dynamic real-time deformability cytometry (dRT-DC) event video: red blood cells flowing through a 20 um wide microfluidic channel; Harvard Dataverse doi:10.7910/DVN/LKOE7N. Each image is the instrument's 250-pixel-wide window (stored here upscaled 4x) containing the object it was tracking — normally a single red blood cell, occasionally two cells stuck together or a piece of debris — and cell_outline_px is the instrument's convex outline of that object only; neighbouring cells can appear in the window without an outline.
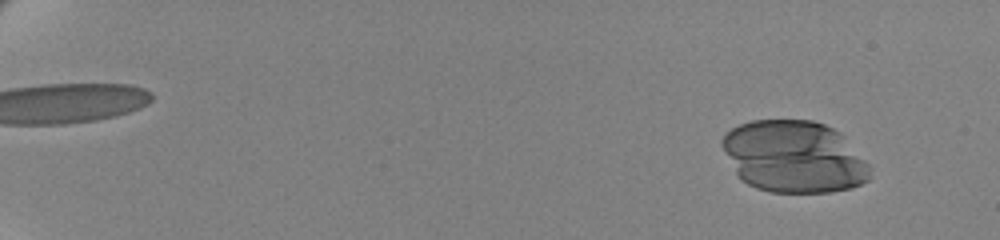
{"species": "human", "species_latin": "Homo sapiens", "temperature_condition": "cold", "stored_images_in_passage": 61, "camera_frame_rate_fps": 3000, "um_per_image_px": 0.085, "donor": {"sex": "female"}, "frame": {"image": 1, "passage_image": 6, "time_ms": 1.667, "image_size_px": [1000, 240], "cell_outline_px": [[872, 176], [868, 180], [852, 188], [828, 192], [772, 192], [756, 188], [748, 184], [736, 172], [720, 144], [720, 140], [732, 128], [740, 124], [752, 120], [812, 120], [824, 124], [840, 132], [868, 164]], "centroid_in_image_um": [67.5, 13.32], "position_along_channel_um": 17.5, "area_um2": 61.73}}